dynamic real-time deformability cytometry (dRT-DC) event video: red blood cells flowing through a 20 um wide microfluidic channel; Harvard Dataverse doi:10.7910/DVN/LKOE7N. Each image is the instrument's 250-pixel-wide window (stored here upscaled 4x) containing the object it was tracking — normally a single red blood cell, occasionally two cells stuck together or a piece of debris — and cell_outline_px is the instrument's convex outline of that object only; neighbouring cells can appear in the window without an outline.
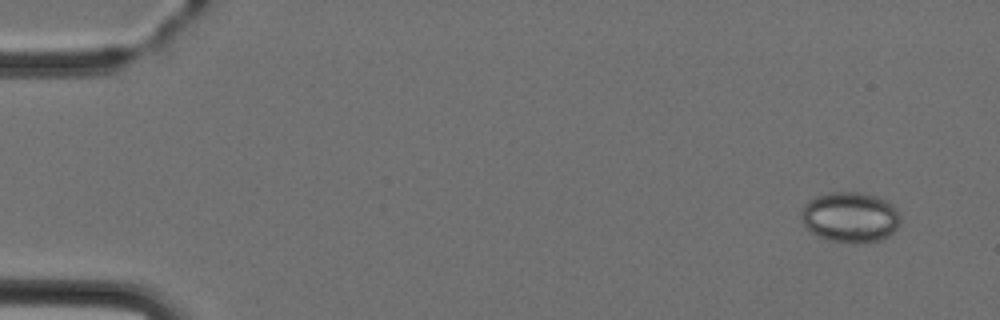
{"species": "Egyptian fruit bat (a non-hibernating species)", "species_latin": "Rousettus aegyptiacus", "temperature_condition": "cold", "stored_images_in_passage": 4, "camera_frame_rate_fps": 3000, "um_per_image_px": 0.085, "animal": {"sex": "female"}, "frame": {"image": 1, "passage_image": 1, "time_ms": 0.0, "image_size_px": [1000, 320], "cell_outline_px": [[900, 220], [896, 228], [888, 236], [880, 240], [860, 244], [856, 244], [832, 240], [816, 236], [800, 220], [800, 216], [804, 204], [808, 200], [816, 196], [828, 192], [860, 192], [876, 196], [892, 204], [896, 208], [900, 216]], "centroid_in_image_um": [72.25, 18.46], "position_along_channel_um": 12.8, "area_um2": 29.3}}